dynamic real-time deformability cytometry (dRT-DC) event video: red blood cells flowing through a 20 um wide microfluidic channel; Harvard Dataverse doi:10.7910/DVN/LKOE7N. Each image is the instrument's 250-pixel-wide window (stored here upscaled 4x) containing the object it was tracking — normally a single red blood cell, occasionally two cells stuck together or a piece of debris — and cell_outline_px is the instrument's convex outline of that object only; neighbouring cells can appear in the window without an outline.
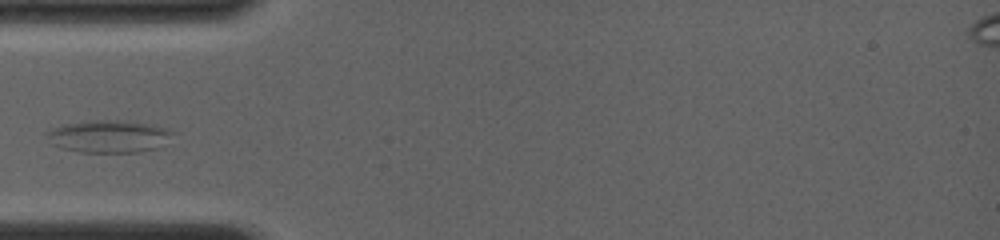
{"species": "common noctule bat (a hibernating species)", "species_latin": "Nyctalus noctula", "temperature_condition": "room temperature", "stored_images_in_passage": 4, "camera_frame_rate_fps": 4000, "um_per_image_px": 0.085, "animal": {"sex": "female", "body_mass_g": 19.0, "forearm_length_mm": 56.7}, "frame": {"image": 1, "passage_image": 2, "time_ms": 1.0, "image_size_px": [1000, 240], "cell_outline_px": [[176, 132], [160, 148], [136, 152], [80, 152], [60, 148], [52, 144], [44, 136], [44, 132], [60, 124], [92, 120], [116, 120], [152, 124], [168, 128]], "centroid_in_image_um": [9.22, 11.59], "position_along_channel_um": 75.8, "area_um2": 24.28}}
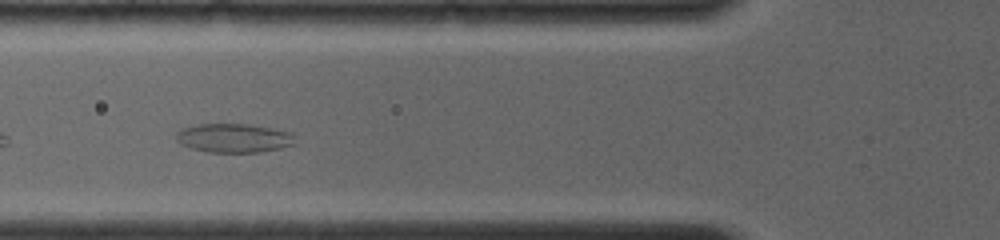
{"frame": {"image": 2, "passage_image": 3, "time_ms": 1.75, "image_size_px": [1000, 240], "cell_outline_px": [[292, 144], [280, 148], [260, 152], [208, 152], [192, 148], [180, 144], [176, 140], [176, 132], [184, 128], [196, 124], [248, 124], [292, 132]], "centroid_in_image_um": [19.82, 11.73], "position_along_channel_um": 106.0, "area_um2": 19.83}}